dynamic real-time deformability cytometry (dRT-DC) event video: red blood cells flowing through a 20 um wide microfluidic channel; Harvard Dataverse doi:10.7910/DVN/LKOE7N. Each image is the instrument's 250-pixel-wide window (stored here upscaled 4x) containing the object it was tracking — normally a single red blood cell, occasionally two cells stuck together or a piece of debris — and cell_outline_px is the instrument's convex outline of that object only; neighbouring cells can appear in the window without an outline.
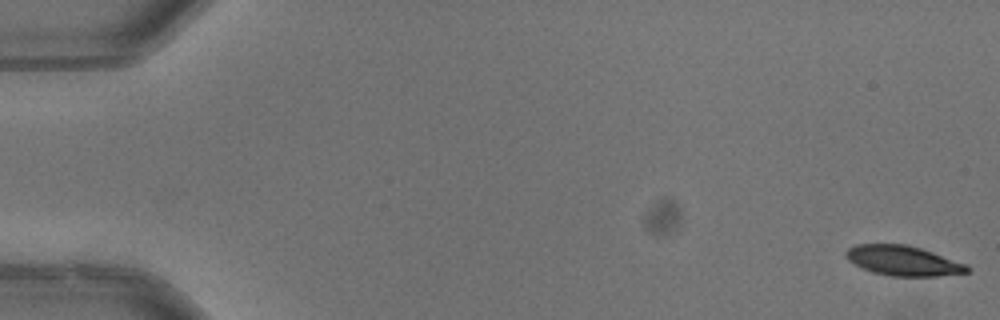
{"species": "common noctule bat (a hibernating species)", "species_latin": "Nyctalus noctula", "temperature_condition": "warm", "stored_images_in_passage": 53, "camera_frame_rate_fps": 3000, "um_per_image_px": 0.085, "animal": {"sex": "male", "body_mass_g": 13.3}, "frame": {"image": 1, "passage_image": 1, "time_ms": 0.0, "image_size_px": [1000, 320], "cell_outline_px": [[972, 268], [968, 272], [936, 276], [892, 276], [872, 272], [848, 260], [844, 256], [844, 252], [848, 248], [856, 244], [908, 244], [932, 252], [964, 264]], "centroid_in_image_um": [76.72, 22.15], "position_along_channel_um": 8.3, "area_um2": 20.92}}
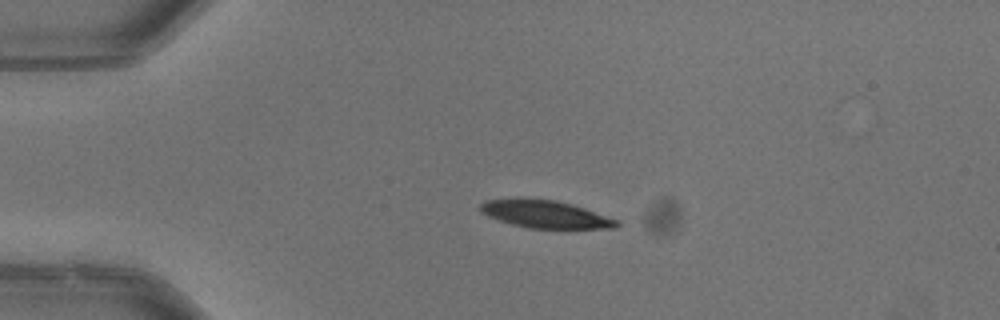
{"frame": {"image": 2, "passage_image": 13, "time_ms": 4.0, "image_size_px": [1000, 320], "cell_outline_px": [[620, 224], [616, 228], [528, 228], [512, 224], [488, 216], [480, 212], [480, 204], [484, 200], [516, 196], [524, 196], [556, 200], [572, 204], [620, 220]], "centroid_in_image_um": [46.3, 18.16], "position_along_channel_um": 38.7, "area_um2": 22.54}, "authors_computed_cell_mechanics": {"area_um2": 23.698, "velocity_mm_per_s": 3.9624, "shape_relaxation_time_tau1_ms": 3.6827, "shape_relaxation_time_tau2_ms": 10.1689, "deformation_change_tau1": 0.1552, "deformation_change_tau2": 0.1474}}